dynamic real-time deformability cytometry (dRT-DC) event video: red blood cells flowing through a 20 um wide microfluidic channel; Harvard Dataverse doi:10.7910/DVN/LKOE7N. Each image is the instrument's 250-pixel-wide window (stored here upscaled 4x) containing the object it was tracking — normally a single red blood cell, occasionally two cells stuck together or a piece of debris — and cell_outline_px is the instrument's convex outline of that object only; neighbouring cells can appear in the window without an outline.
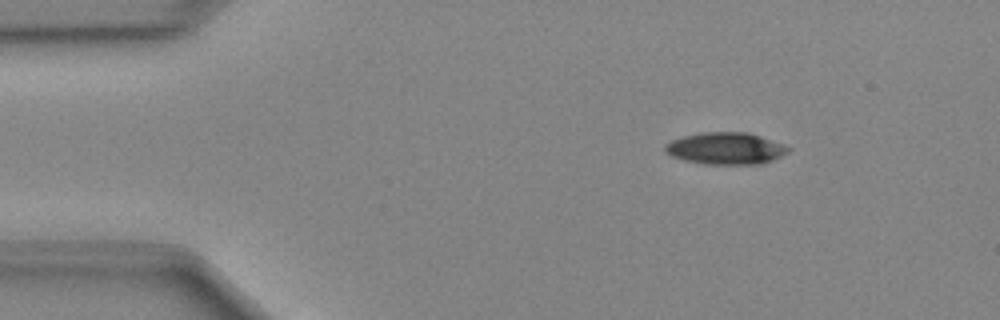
{"species": "Egyptian fruit bat (a non-hibernating species)", "species_latin": "Rousettus aegyptiacus", "temperature_condition": "cold", "stored_images_in_passage": 43, "camera_frame_rate_fps": 3000, "um_per_image_px": 0.085, "animal": {"sex": "female"}, "frame": {"image": 1, "passage_image": 1, "time_ms": 0.0, "image_size_px": [1000, 320], "cell_outline_px": [[792, 148], [788, 152], [764, 164], [704, 164], [684, 160], [672, 156], [664, 148], [664, 144], [672, 140], [684, 136], [700, 132], [748, 132], [784, 144]], "centroid_in_image_um": [61.7, 12.61], "position_along_channel_um": 23.3, "area_um2": 22.95}}
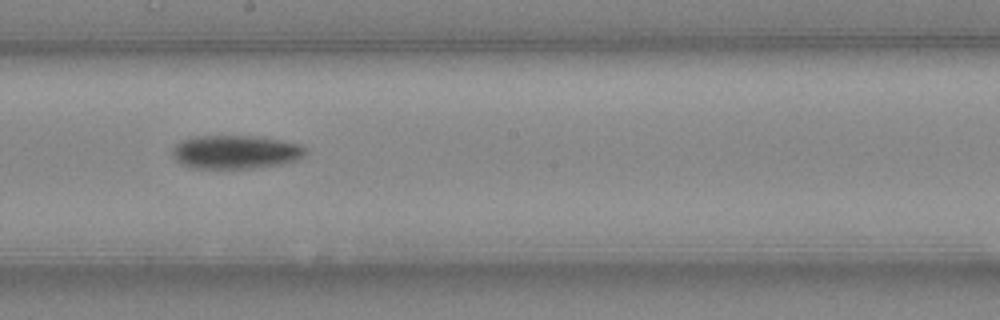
{"frame": {"image": 2, "passage_image": 21, "time_ms": 6.667, "image_size_px": [1000, 320], "cell_outline_px": [[308, 152], [304, 156], [296, 160], [280, 164], [248, 168], [192, 168], [176, 160], [172, 156], [172, 148], [180, 140], [192, 136], [256, 136], [284, 140], [300, 144], [308, 148]], "centroid_in_image_um": [20.04, 12.9], "position_along_channel_um": 228.2, "area_um2": 26.24}}
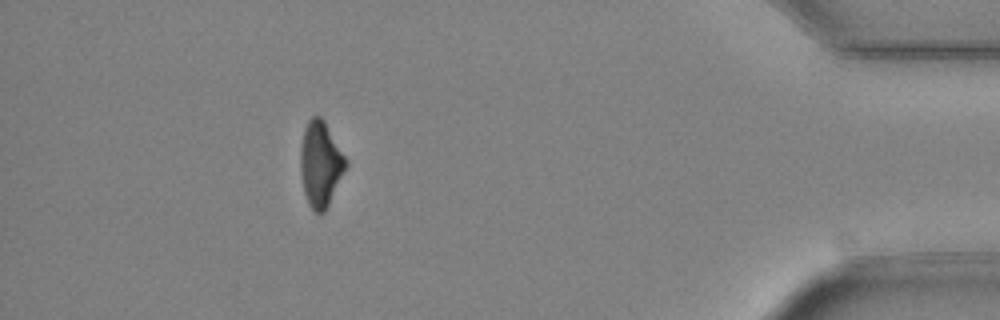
{"frame": {"image": 3, "passage_image": 38, "time_ms": 12.333, "image_size_px": [1000, 320], "cell_outline_px": [[348, 164], [324, 212], [316, 212], [312, 208], [304, 192], [300, 168], [300, 148], [304, 128], [308, 120], [312, 116], [320, 116], [324, 120], [348, 160]], "centroid_in_image_um": [27.24, 13.88], "position_along_channel_um": 408.0, "area_um2": 22.31}}